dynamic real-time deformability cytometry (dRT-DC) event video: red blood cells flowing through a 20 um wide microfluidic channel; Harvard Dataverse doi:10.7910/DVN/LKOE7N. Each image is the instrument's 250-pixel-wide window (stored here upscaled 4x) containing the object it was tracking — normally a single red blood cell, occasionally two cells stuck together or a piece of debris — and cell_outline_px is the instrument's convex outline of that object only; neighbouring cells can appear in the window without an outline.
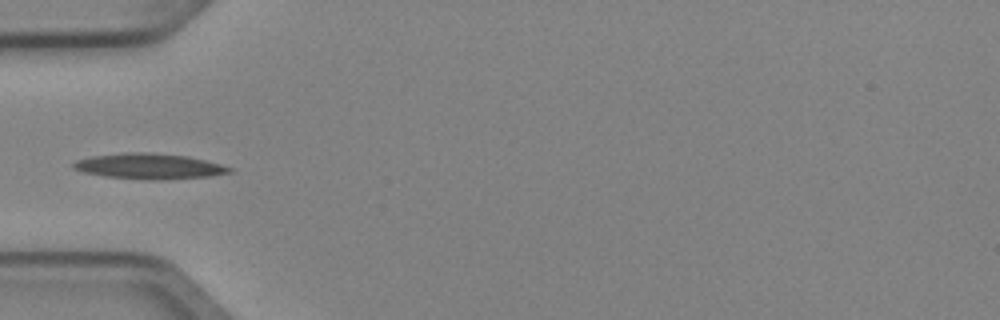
{"species": "Egyptian fruit bat (a non-hibernating species)", "species_latin": "Rousettus aegyptiacus", "temperature_condition": "cold", "stored_images_in_passage": 3, "camera_frame_rate_fps": 3000, "um_per_image_px": 0.085, "animal": {"sex": "female"}, "frame": {"image": 1, "passage_image": 2, "time_ms": 0.333, "image_size_px": [1000, 320], "cell_outline_px": [[232, 172], [208, 176], [160, 180], [148, 180], [104, 176], [84, 172], [72, 168], [72, 164], [76, 160], [92, 156], [128, 152], [144, 152], [188, 156], [220, 164], [232, 168]], "centroid_in_image_um": [12.65, 14.13], "position_along_channel_um": 72.3, "area_um2": 23.06}}
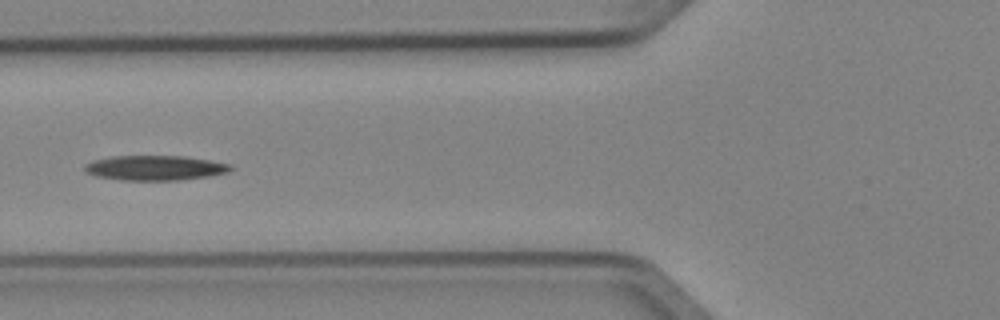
{"frame": {"image": 2, "passage_image": 3, "time_ms": 0.667, "image_size_px": [1000, 320], "cell_outline_px": [[236, 168], [228, 172], [208, 176], [176, 180], [124, 180], [96, 176], [88, 172], [84, 168], [84, 164], [92, 160], [112, 156], [184, 156], [232, 164]], "centroid_in_image_um": [13.2, 14.26], "position_along_channel_um": 112.6, "area_um2": 21.1}}